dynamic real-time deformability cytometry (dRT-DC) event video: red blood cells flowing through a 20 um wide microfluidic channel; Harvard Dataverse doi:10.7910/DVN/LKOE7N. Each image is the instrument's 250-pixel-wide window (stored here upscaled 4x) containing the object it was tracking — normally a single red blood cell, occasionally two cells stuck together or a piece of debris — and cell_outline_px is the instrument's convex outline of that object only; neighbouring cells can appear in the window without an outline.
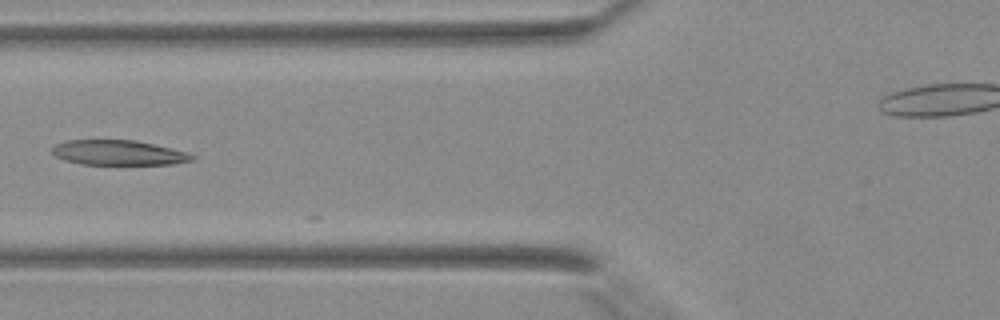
{"species": "Egyptian fruit bat (a non-hibernating species)", "species_latin": "Rousettus aegyptiacus", "temperature_condition": "warm", "stored_images_in_passage": 14, "camera_frame_rate_fps": 3000, "um_per_image_px": 0.085, "animal": {"sex": "female"}, "frame": {"image": 1, "passage_image": 10, "time_ms": 3.0, "image_size_px": [1000, 320], "cell_outline_px": [[196, 160], [172, 164], [80, 164], [64, 160], [56, 156], [52, 152], [52, 148], [56, 144], [68, 140], [136, 140], [172, 148], [188, 152], [196, 156]], "centroid_in_image_um": [10.12, 12.98], "position_along_channel_um": 115.7, "area_um2": 20.4}}
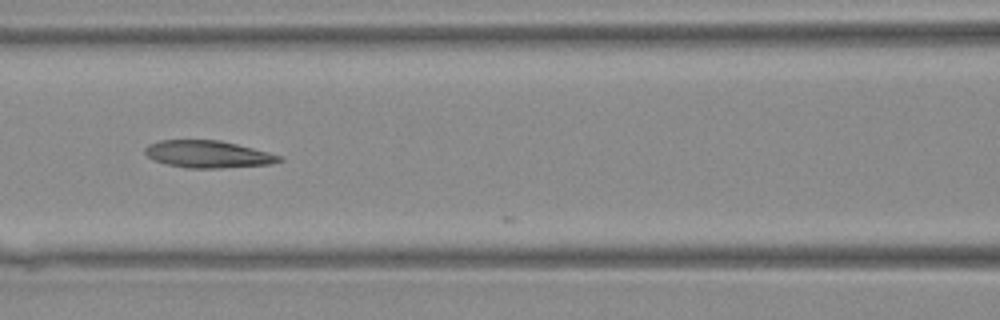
{"frame": {"image": 2, "passage_image": 12, "time_ms": 3.667, "image_size_px": [1000, 320], "cell_outline_px": [[284, 160], [272, 164], [220, 168], [184, 168], [152, 160], [144, 152], [144, 148], [148, 144], [160, 140], [220, 140], [284, 156]], "centroid_in_image_um": [17.68, 13.11], "position_along_channel_um": 148.9, "area_um2": 21.39}}